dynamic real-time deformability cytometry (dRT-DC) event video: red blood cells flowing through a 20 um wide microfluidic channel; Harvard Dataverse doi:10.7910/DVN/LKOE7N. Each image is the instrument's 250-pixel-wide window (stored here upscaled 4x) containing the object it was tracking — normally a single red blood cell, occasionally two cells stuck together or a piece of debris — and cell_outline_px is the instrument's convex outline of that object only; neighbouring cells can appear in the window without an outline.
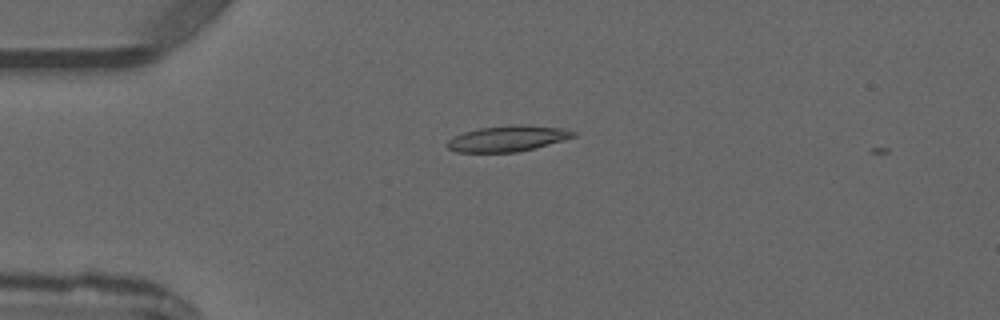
{"species": "common noctule bat (a hibernating species)", "species_latin": "Nyctalus noctula", "temperature_condition": "warm", "stored_images_in_passage": 3, "camera_frame_rate_fps": 3000, "um_per_image_px": 0.085, "animal": {"sex": "male", "forearm_length_mm": 52.5}, "frame": {"image": 1, "passage_image": 3, "time_ms": 3.333, "image_size_px": [1000, 320], "cell_outline_px": [[576, 136], [564, 140], [536, 148], [516, 152], [456, 152], [448, 148], [444, 144], [448, 140], [464, 132], [480, 128], [520, 124], [524, 124], [568, 128], [576, 132]], "centroid_in_image_um": [43.21, 11.77], "position_along_channel_um": 41.8, "area_um2": 19.13}}